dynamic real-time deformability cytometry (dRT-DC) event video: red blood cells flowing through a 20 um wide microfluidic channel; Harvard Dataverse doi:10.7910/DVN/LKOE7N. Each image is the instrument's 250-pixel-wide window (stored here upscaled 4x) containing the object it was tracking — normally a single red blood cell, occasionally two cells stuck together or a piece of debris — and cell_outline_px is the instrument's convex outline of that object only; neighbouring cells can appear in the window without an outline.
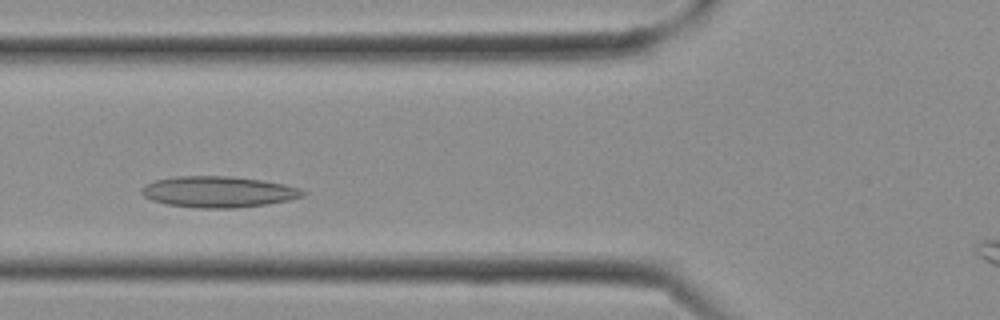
{"species": "Egyptian fruit bat (a non-hibernating species)", "species_latin": "Rousettus aegyptiacus", "temperature_condition": "cold", "stored_images_in_passage": 21, "camera_frame_rate_fps": 3000, "um_per_image_px": 0.085, "frame": {"image": 1, "passage_image": 4, "time_ms": 1.0, "image_size_px": [1000, 320], "cell_outline_px": [[308, 192], [304, 196], [288, 200], [268, 204], [236, 208], [200, 208], [168, 204], [152, 200], [144, 196], [140, 192], [140, 188], [144, 184], [152, 180], [176, 176], [232, 176], [260, 180], [284, 184], [300, 188]], "centroid_in_image_um": [18.55, 16.3], "position_along_channel_um": 107.3, "area_um2": 29.42}}
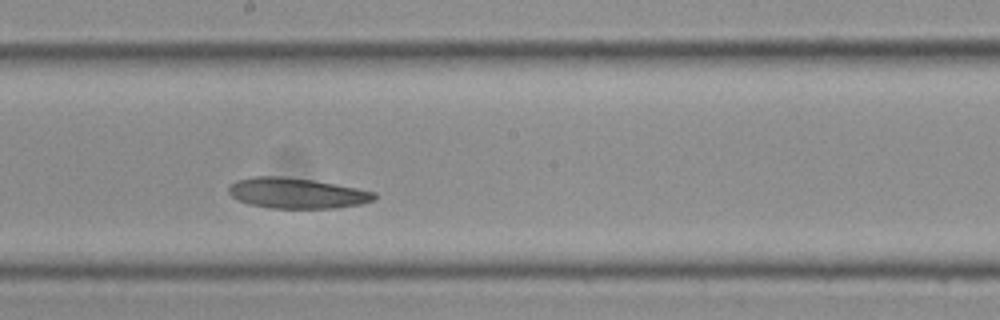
{"frame": {"image": 2, "passage_image": 9, "time_ms": 2.667, "image_size_px": [1000, 320], "cell_outline_px": [[376, 196], [372, 200], [360, 204], [336, 208], [268, 208], [248, 204], [236, 200], [228, 192], [228, 188], [236, 180], [252, 176], [284, 176], [312, 180], [356, 188], [376, 192]], "centroid_in_image_um": [25.17, 16.42], "position_along_channel_um": 223.0, "area_um2": 25.89}}
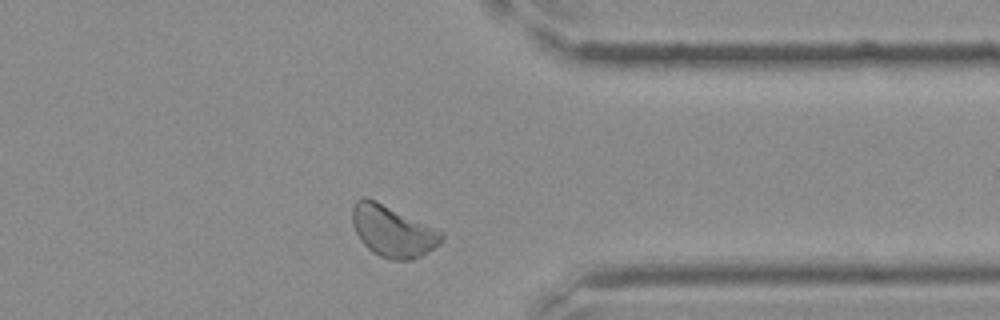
{"frame": {"image": 3, "passage_image": 16, "time_ms": 5.0, "image_size_px": [1000, 320], "cell_outline_px": [[444, 240], [440, 244], [420, 256], [412, 260], [388, 260], [372, 252], [360, 240], [352, 224], [352, 208], [356, 200], [364, 196], [376, 200], [444, 232]], "centroid_in_image_um": [33.37, 19.65], "position_along_channel_um": 378.0, "area_um2": 26.82}}